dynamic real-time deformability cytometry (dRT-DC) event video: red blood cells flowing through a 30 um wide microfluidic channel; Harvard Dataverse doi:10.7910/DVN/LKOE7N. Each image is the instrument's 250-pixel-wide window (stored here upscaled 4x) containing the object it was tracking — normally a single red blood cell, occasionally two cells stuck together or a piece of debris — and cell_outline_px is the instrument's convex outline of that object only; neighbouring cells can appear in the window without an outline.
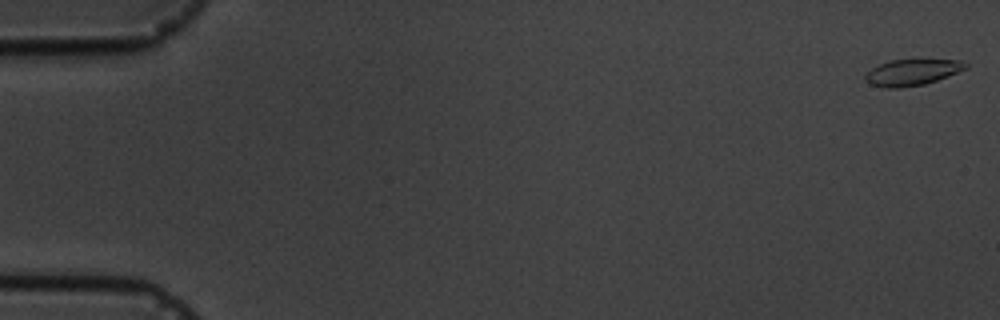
{"species": "common noctule bat (a hibernating species)", "species_latin": "Nyctalus noctula", "temperature_condition": "cold", "stored_images_in_passage": 5, "camera_frame_rate_fps": 3000, "um_per_image_px": 0.085, "animal": {"sex": "male", "body_mass_g": 19.5, "forearm_length_mm": 54.6}, "frame": {"image": 1, "passage_image": 1, "time_ms": 0.0, "image_size_px": [1000, 320], "cell_outline_px": [[968, 68], [948, 76], [924, 84], [900, 88], [884, 88], [868, 84], [864, 80], [864, 76], [872, 68], [880, 64], [892, 60], [960, 60], [968, 64]], "centroid_in_image_um": [77.51, 6.16], "position_along_channel_um": 7.5, "area_um2": 15.26}}